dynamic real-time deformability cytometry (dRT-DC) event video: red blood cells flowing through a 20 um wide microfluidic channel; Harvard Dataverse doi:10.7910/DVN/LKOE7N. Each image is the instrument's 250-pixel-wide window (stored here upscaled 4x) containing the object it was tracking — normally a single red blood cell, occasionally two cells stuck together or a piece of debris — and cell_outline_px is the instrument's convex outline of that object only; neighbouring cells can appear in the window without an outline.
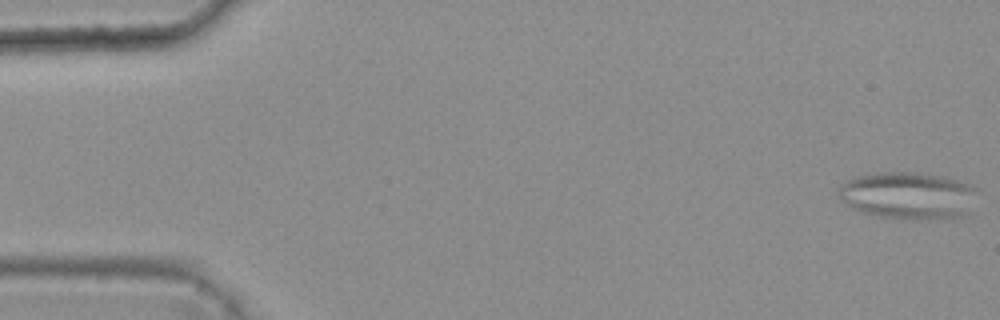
{"species": "common noctule bat (a hibernating species)", "species_latin": "Nyctalus noctula", "temperature_condition": "warm", "stored_images_in_passage": 5, "camera_frame_rate_fps": 3000, "um_per_image_px": 0.085, "animal": {"sex": "female", "body_mass_g": 25.1}, "frame": {"image": 1, "passage_image": 1, "time_ms": 0.0, "image_size_px": [1000, 320], "cell_outline_px": [[972, 188], [964, 212], [960, 216], [920, 220], [880, 216], [864, 212], [852, 208], [840, 196], [840, 184], [852, 176], [880, 172], [912, 172], [944, 176], [968, 184]], "centroid_in_image_um": [77.04, 16.59], "position_along_channel_um": 8.0, "area_um2": 36.82}}